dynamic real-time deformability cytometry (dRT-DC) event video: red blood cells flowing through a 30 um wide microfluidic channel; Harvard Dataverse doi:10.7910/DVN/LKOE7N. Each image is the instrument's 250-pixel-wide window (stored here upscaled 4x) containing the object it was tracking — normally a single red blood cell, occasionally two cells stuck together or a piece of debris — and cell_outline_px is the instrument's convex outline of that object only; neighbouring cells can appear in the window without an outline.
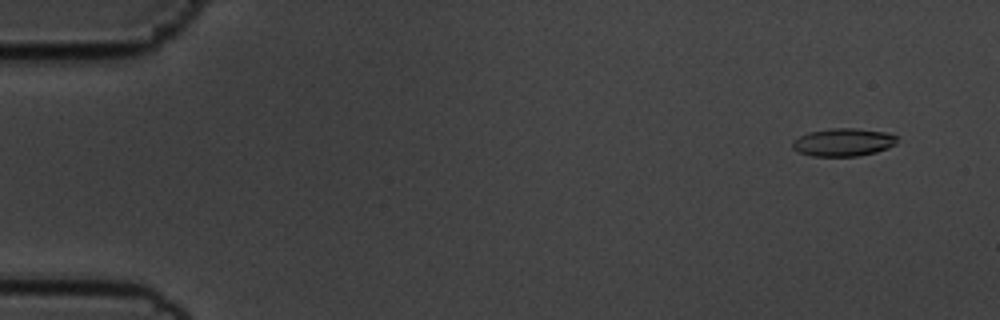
{"species": "common noctule bat (a hibernating species)", "species_latin": "Nyctalus noctula", "temperature_condition": "cold", "stored_images_in_passage": 56, "camera_frame_rate_fps": 3000, "um_per_image_px": 0.085, "animal": {"sex": "male", "body_mass_g": 19.5, "forearm_length_mm": 54.6}, "frame": {"image": 1, "passage_image": 4, "time_ms": 1.0, "image_size_px": [1000, 320], "cell_outline_px": [[896, 144], [888, 148], [876, 152], [856, 156], [812, 156], [800, 152], [792, 148], [792, 140], [808, 132], [832, 128], [856, 128], [884, 132], [896, 136]], "centroid_in_image_um": [71.66, 12.09], "position_along_channel_um": 13.3, "area_um2": 16.94}}
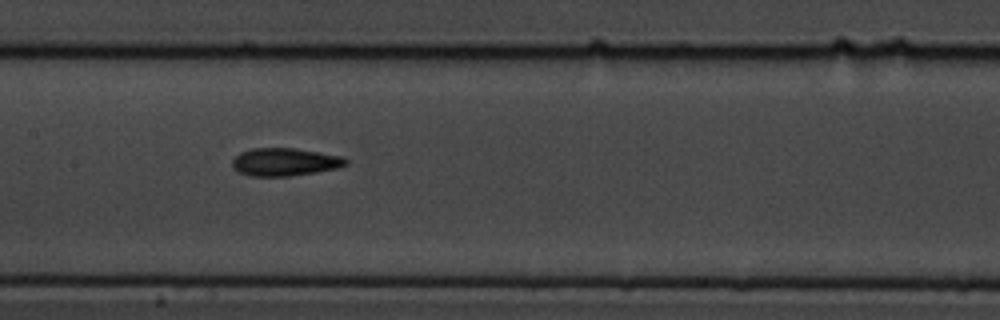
{"frame": {"image": 2, "passage_image": 28, "time_ms": 9.0, "image_size_px": [1000, 320], "cell_outline_px": [[348, 164], [336, 168], [316, 172], [288, 176], [252, 176], [240, 172], [232, 168], [232, 160], [240, 152], [252, 148], [292, 148], [344, 156], [348, 160]], "centroid_in_image_um": [24.21, 13.76], "position_along_channel_um": 183.2, "area_um2": 18.38}}
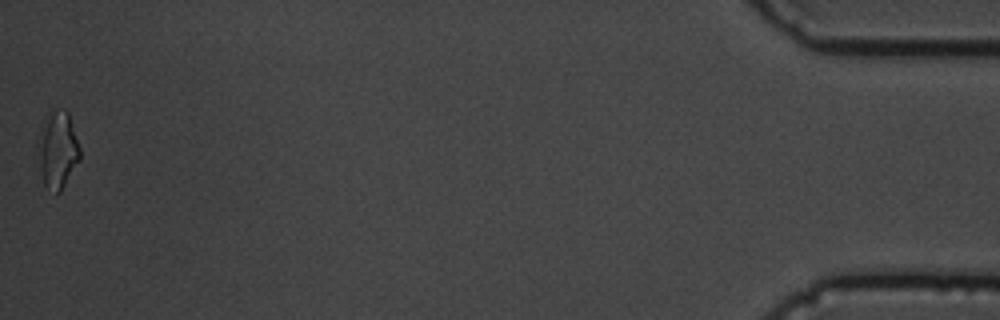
{"frame": {"image": 3, "passage_image": 56, "time_ms": 18.333, "image_size_px": [1000, 320], "cell_outline_px": [[80, 160], [60, 192], [56, 192], [44, 184], [36, 144], [36, 140], [48, 120], [56, 108], [64, 108], [68, 112], [80, 148]], "centroid_in_image_um": [4.93, 12.75], "position_along_channel_um": 430.3, "area_um2": 18.21}, "authors_computed_cell_mechanics": {"area_um2": 17.5712, "velocity_mm_per_s": 3.6222, "shape_relaxation_time_tau1_ms": 5.5846, "shape_relaxation_time_tau2_ms": 3.6057, "deformation_change_tau1": 0.1552, "deformation_change_tau2": 0.1229}}